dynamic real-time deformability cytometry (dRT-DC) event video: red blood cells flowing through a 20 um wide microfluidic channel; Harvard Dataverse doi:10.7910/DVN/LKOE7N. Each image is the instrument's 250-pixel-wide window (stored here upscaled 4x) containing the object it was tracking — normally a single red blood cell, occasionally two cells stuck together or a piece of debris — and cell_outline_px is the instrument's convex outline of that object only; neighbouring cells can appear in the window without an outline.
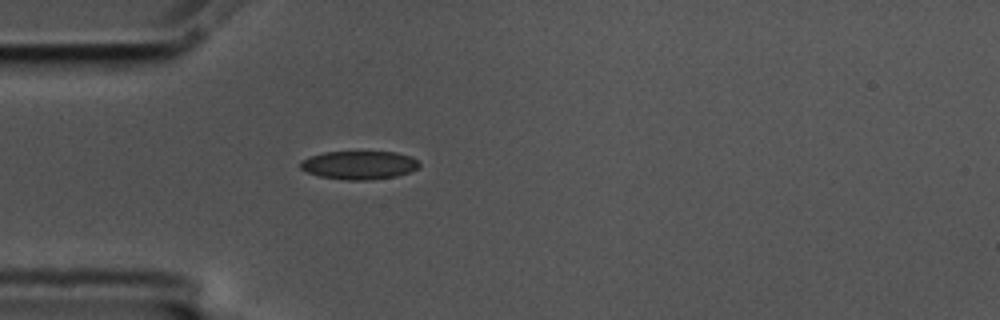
{"species": "common noctule bat (a hibernating species)", "species_latin": "Nyctalus noctula", "temperature_condition": "cold", "stored_images_in_passage": 1, "camera_frame_rate_fps": 3000, "um_per_image_px": 0.085, "animal": {"sex": "male", "body_mass_g": 17.5, "forearm_length_mm": 52.3}, "frame": {"image": 1, "passage_image": 1, "time_ms": 0.0, "image_size_px": [1000, 320], "cell_outline_px": [[420, 168], [412, 172], [396, 176], [368, 180], [348, 180], [320, 176], [308, 172], [300, 168], [300, 160], [308, 156], [324, 152], [396, 152], [412, 156], [420, 160]], "centroid_in_image_um": [30.58, 14.02], "position_along_channel_um": 54.4, "area_um2": 19.94}}